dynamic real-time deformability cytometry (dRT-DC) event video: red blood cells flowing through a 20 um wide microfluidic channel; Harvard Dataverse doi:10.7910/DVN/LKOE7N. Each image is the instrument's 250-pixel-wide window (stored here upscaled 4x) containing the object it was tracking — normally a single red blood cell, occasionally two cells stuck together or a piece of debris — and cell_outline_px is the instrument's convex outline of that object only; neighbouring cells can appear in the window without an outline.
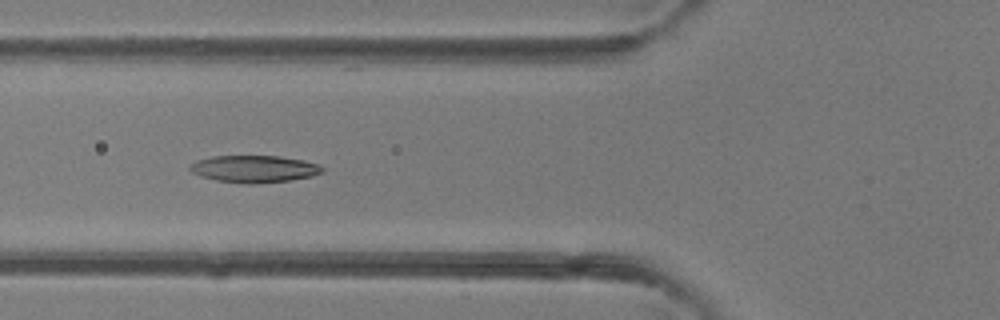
{"species": "common noctule bat (a hibernating species)", "species_latin": "Nyctalus noctula", "temperature_condition": "room temperature", "stored_images_in_passage": 2, "camera_frame_rate_fps": 3000, "um_per_image_px": 0.085, "animal": {"sex": "female"}, "frame": {"image": 1, "passage_image": 2, "time_ms": 1.0, "image_size_px": [1000, 320], "cell_outline_px": [[324, 172], [312, 176], [288, 180], [252, 184], [248, 184], [216, 180], [200, 176], [192, 172], [188, 168], [196, 160], [212, 156], [276, 156], [304, 160], [320, 164], [324, 168]], "centroid_in_image_um": [21.62, 14.35], "position_along_channel_um": 104.2, "area_um2": 20.87}}